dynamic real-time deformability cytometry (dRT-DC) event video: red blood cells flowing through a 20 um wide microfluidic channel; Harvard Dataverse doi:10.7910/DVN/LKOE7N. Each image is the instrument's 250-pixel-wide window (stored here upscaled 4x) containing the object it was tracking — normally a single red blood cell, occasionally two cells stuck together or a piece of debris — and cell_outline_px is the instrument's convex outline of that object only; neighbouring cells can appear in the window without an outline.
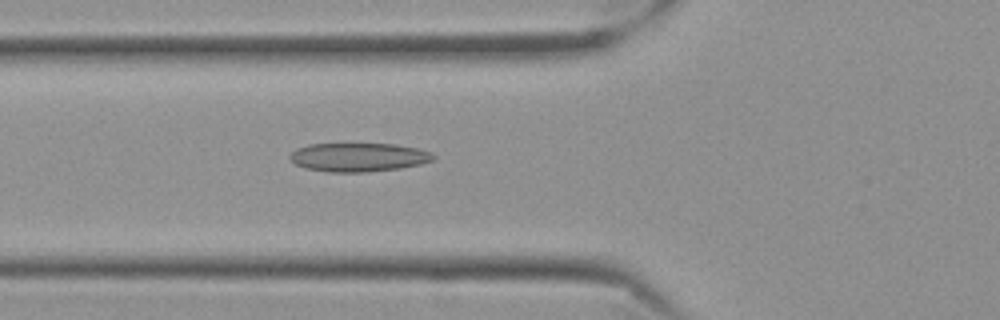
{"species": "Egyptian fruit bat (a non-hibernating species)", "species_latin": "Rousettus aegyptiacus", "temperature_condition": "cold", "stored_images_in_passage": 45, "camera_frame_rate_fps": 3000, "um_per_image_px": 0.085, "frame": {"image": 1, "passage_image": 9, "time_ms": 2.667, "image_size_px": [1000, 320], "cell_outline_px": [[436, 160], [420, 164], [400, 168], [368, 172], [328, 172], [308, 168], [296, 164], [288, 156], [296, 148], [308, 144], [396, 144], [420, 148], [432, 152], [436, 156]], "centroid_in_image_um": [30.54, 13.36], "position_along_channel_um": 95.3, "area_um2": 24.16}}
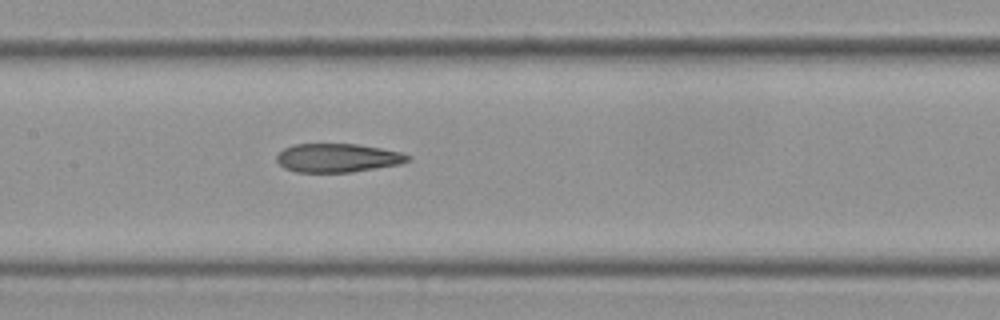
{"frame": {"image": 2, "passage_image": 16, "time_ms": 5.0, "image_size_px": [1000, 320], "cell_outline_px": [[412, 156], [408, 160], [400, 164], [352, 172], [296, 172], [284, 168], [276, 160], [276, 156], [284, 148], [296, 144], [356, 144], [404, 152]], "centroid_in_image_um": [28.71, 13.42], "position_along_channel_um": 178.7, "area_um2": 21.91}}
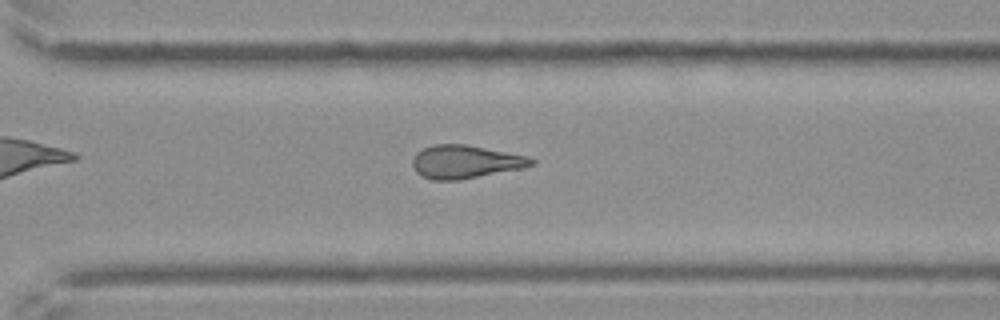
{"frame": {"image": 3, "passage_image": 29, "time_ms": 9.333, "image_size_px": [1000, 320], "cell_outline_px": [[536, 164], [520, 168], [460, 180], [432, 180], [416, 172], [412, 164], [412, 160], [416, 152], [432, 144], [464, 144], [528, 156], [536, 160]], "centroid_in_image_um": [39.53, 13.75], "position_along_channel_um": 331.1, "area_um2": 22.83}, "authors_computed_cell_mechanics": {"area_um2": 22.831, "velocity_mm_per_s": 3.5278, "shape_relaxation_time_tau1_ms": null, "shape_relaxation_time_tau2_ms": 8.6234, "deformation_change_tau1": null, "deformation_change_tau2": 0.1908}}